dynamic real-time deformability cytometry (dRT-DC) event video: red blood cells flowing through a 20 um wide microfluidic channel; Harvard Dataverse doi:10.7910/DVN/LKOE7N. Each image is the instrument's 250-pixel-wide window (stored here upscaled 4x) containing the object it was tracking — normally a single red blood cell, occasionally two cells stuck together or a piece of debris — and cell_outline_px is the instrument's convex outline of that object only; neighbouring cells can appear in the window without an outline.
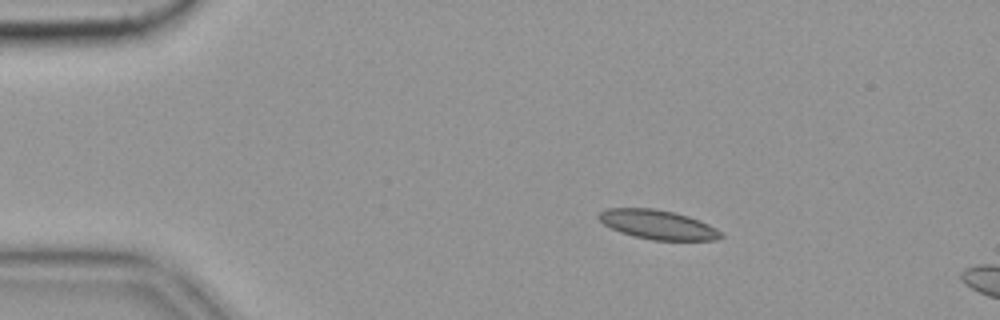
{"species": "common noctule bat (a hibernating species)", "species_latin": "Nyctalus noctula", "temperature_condition": "cold", "stored_images_in_passage": 13, "camera_frame_rate_fps": 3000, "um_per_image_px": 0.085, "animal": {"sex": "female", "body_mass_g": 19.9}, "frame": {"image": 1, "passage_image": 6, "time_ms": 1.667, "image_size_px": [1000, 320], "cell_outline_px": [[724, 236], [716, 240], [652, 240], [620, 232], [604, 224], [596, 216], [600, 212], [608, 208], [652, 208], [676, 212], [700, 220], [716, 228]], "centroid_in_image_um": [55.92, 19.08], "position_along_channel_um": 29.1, "area_um2": 20.75}}